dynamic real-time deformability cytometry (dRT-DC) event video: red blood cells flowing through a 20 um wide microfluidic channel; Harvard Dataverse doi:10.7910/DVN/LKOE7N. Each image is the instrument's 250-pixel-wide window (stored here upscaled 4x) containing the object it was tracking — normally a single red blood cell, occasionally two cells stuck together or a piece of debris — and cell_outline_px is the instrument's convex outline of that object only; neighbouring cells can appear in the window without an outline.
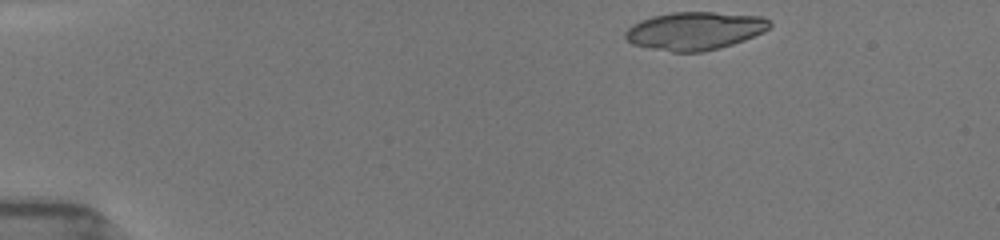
{"species": "common noctule bat (a hibernating species)", "species_latin": "Nyctalus noctula", "temperature_condition": "room temperature", "stored_images_in_passage": 44, "camera_frame_rate_fps": 3000, "um_per_image_px": 0.085, "animal": {"sex": "female", "body_mass_g": 19.5, "forearm_length_mm": 54.1}, "frame": {"image": 1, "passage_image": 1, "time_ms": 0.0, "image_size_px": [1000, 240], "cell_outline_px": [[772, 24], [764, 32], [744, 40], [720, 48], [704, 52], [672, 52], [632, 44], [624, 36], [624, 32], [632, 24], [640, 20], [652, 16], [672, 12], [716, 12], [760, 16], [768, 20]], "centroid_in_image_um": [59.05, 2.62], "position_along_channel_um": 26.0, "area_um2": 32.02}}